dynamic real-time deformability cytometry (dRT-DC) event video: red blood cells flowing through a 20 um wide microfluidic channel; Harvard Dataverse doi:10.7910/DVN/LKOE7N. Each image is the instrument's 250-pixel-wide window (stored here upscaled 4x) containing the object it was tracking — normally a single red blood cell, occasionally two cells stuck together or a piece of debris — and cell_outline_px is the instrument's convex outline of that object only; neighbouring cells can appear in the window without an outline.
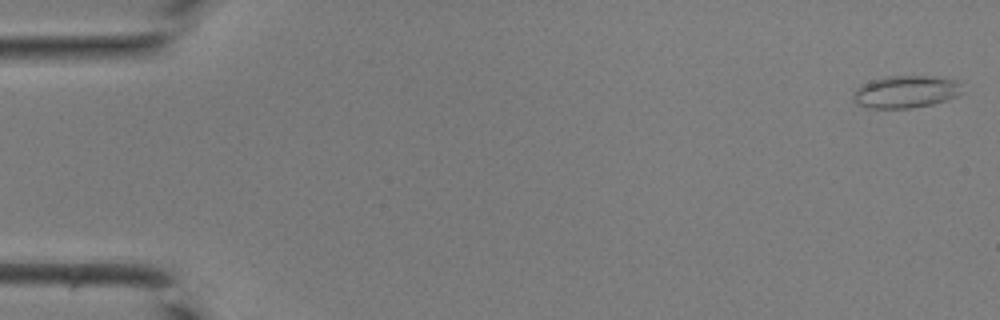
{"species": "common noctule bat (a hibernating species)", "species_latin": "Nyctalus noctula", "temperature_condition": "room temperature", "stored_images_in_passage": 42, "camera_frame_rate_fps": 3000, "um_per_image_px": 0.085, "animal": {"sex": "male", "body_mass_g": 19.0, "forearm_length_mm": 50.8}, "frame": {"image": 1, "passage_image": 1, "time_ms": 0.0, "image_size_px": [1000, 320], "cell_outline_px": [[960, 92], [956, 96], [932, 104], [908, 108], [872, 108], [860, 104], [852, 96], [864, 84], [872, 80], [888, 76], [928, 76], [956, 80]], "centroid_in_image_um": [76.99, 7.8], "position_along_channel_um": 8.0, "area_um2": 19.71}}
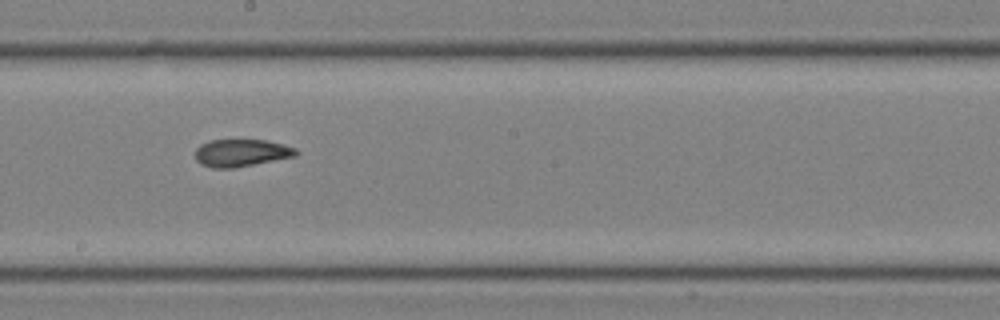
{"frame": {"image": 2, "passage_image": 24, "time_ms": 7.667, "image_size_px": [1000, 320], "cell_outline_px": [[296, 156], [236, 168], [212, 168], [200, 164], [196, 160], [196, 148], [200, 144], [208, 140], [240, 136], [264, 140], [296, 148]], "centroid_in_image_um": [20.44, 12.95], "position_along_channel_um": 227.8, "area_um2": 16.88}}
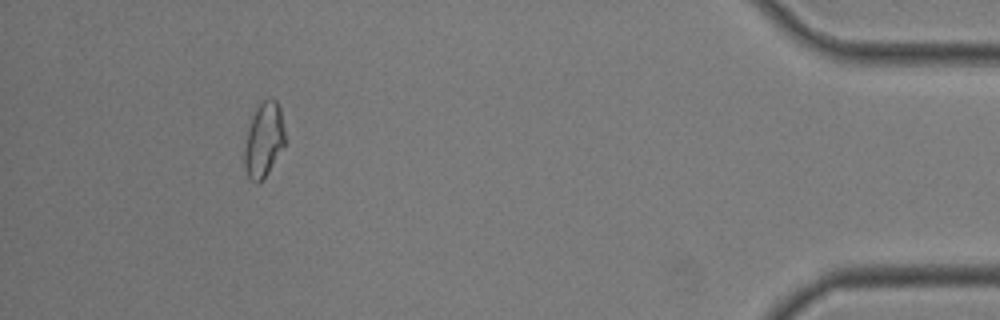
{"frame": {"image": 3, "passage_image": 39, "time_ms": 12.667, "image_size_px": [1000, 320], "cell_outline_px": [[288, 140], [264, 180], [260, 184], [256, 184], [248, 176], [244, 168], [244, 148], [248, 128], [252, 112], [264, 100], [276, 100], [280, 108]], "centroid_in_image_um": [22.44, 11.93], "position_along_channel_um": 412.8, "area_um2": 18.21}}